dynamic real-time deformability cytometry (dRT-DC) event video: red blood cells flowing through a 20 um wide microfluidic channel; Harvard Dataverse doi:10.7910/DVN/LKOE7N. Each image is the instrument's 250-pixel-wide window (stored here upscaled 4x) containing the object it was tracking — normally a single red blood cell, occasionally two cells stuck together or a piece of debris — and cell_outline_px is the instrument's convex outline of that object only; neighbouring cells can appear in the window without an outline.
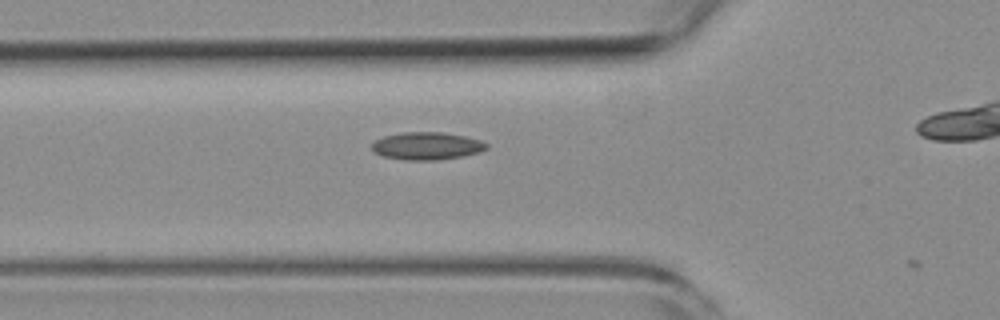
{"species": "common noctule bat (a hibernating species)", "species_latin": "Nyctalus noctula", "temperature_condition": "room temperature", "stored_images_in_passage": 3, "camera_frame_rate_fps": 3000, "um_per_image_px": 0.085, "animal": {"sex": "female", "body_mass_g": 19.3, "forearm_length_mm": 54.1}, "frame": {"image": 1, "passage_image": 3, "time_ms": 3.667, "image_size_px": [1000, 320], "cell_outline_px": [[488, 148], [480, 152], [464, 156], [436, 160], [404, 160], [384, 156], [372, 152], [372, 144], [376, 140], [384, 136], [404, 132], [440, 132], [464, 136], [480, 140], [488, 144]], "centroid_in_image_um": [36.29, 12.41], "position_along_channel_um": 89.5, "area_um2": 18.44}}